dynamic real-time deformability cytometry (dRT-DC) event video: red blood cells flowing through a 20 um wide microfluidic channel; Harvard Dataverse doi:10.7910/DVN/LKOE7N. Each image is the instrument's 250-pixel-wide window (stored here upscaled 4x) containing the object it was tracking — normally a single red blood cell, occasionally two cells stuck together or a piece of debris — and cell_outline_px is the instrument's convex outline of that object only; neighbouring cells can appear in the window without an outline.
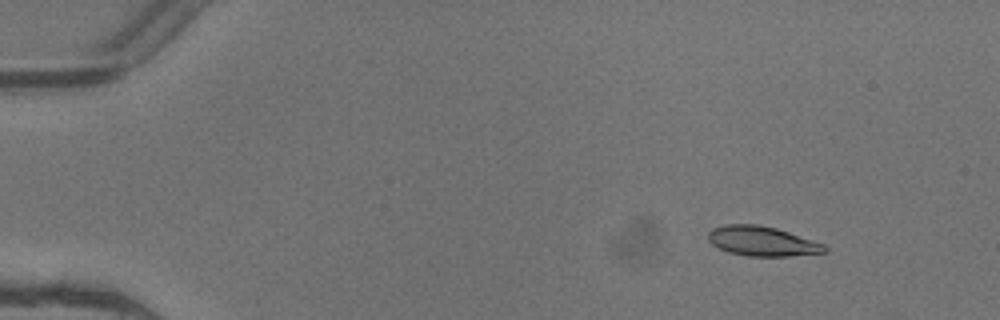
{"species": "common noctule bat (a hibernating species)", "species_latin": "Nyctalus noctula", "temperature_condition": "warm", "stored_images_in_passage": 4, "camera_frame_rate_fps": 3000, "um_per_image_px": 0.085, "animal": {"sex": "female"}, "frame": {"image": 1, "passage_image": 2, "time_ms": 0.333, "image_size_px": [1000, 320], "cell_outline_px": [[828, 252], [788, 256], [748, 256], [728, 252], [716, 248], [708, 240], [708, 232], [712, 228], [724, 224], [756, 224], [776, 228], [824, 244], [828, 248]], "centroid_in_image_um": [64.74, 20.5], "position_along_channel_um": 20.3, "area_um2": 20.23}}